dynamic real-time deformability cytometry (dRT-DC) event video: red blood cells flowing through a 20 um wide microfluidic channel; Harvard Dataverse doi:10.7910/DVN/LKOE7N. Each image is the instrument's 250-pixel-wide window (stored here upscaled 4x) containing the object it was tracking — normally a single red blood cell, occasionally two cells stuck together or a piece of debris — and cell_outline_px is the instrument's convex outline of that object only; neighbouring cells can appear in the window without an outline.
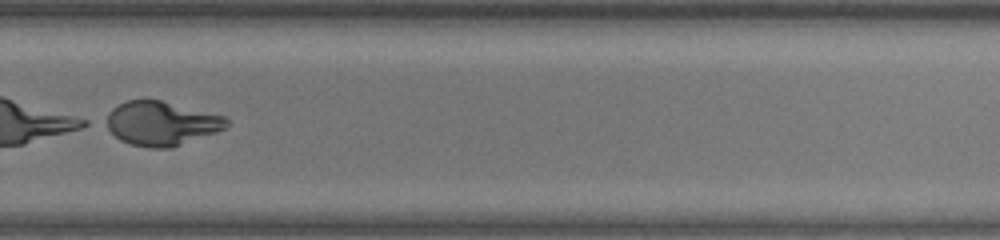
{"species": "human", "species_latin": "Homo sapiens", "temperature_condition": "warm", "stored_images_in_passage": 21, "camera_frame_rate_fps": 3000, "um_per_image_px": 0.085, "donor": {"sex": "female"}, "frame": {"image": 1, "passage_image": 19, "time_ms": 6.0, "image_size_px": [1000, 240], "cell_outline_px": [[228, 128], [172, 148], [152, 148], [132, 144], [120, 140], [100, 124], [100, 120], [112, 108], [128, 100], [160, 100], [224, 116], [228, 120]], "centroid_in_image_um": [13.64, 10.5], "position_along_channel_um": 316.2, "area_um2": 31.33}}